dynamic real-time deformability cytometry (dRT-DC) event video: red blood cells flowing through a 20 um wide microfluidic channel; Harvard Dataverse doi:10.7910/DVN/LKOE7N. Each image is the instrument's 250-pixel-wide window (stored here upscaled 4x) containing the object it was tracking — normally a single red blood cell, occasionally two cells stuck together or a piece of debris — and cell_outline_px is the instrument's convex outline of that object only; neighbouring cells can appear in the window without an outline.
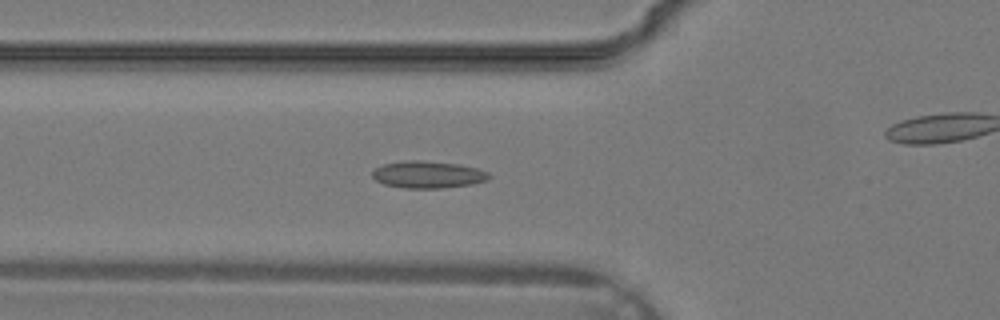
{"species": "common noctule bat (a hibernating species)", "species_latin": "Nyctalus noctula", "temperature_condition": "warm", "stored_images_in_passage": 26, "camera_frame_rate_fps": 3000, "um_per_image_px": 0.085, "animal": {"sex": "male", "body_mass_g": 19.2, "forearm_length_mm": 51.8}, "frame": {"image": 1, "passage_image": 3, "time_ms": 0.667, "image_size_px": [1000, 320], "cell_outline_px": [[492, 176], [488, 180], [472, 184], [440, 188], [404, 188], [384, 184], [376, 180], [372, 176], [372, 172], [376, 168], [384, 164], [404, 160], [420, 160], [460, 164], [480, 168], [488, 172]], "centroid_in_image_um": [36.42, 14.83], "position_along_channel_um": 89.4, "area_um2": 18.55}}
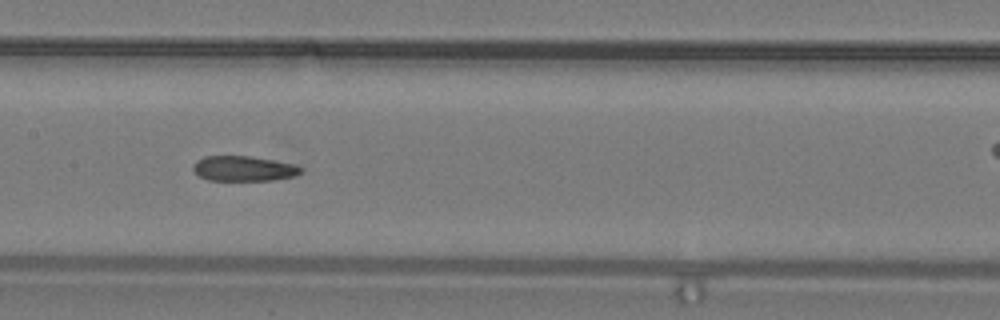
{"frame": {"image": 2, "passage_image": 8, "time_ms": 2.333, "image_size_px": [1000, 320], "cell_outline_px": [[304, 168], [300, 172], [292, 176], [272, 180], [208, 180], [200, 176], [192, 168], [192, 164], [196, 160], [204, 156], [248, 156], [296, 164]], "centroid_in_image_um": [20.68, 14.32], "position_along_channel_um": 186.7, "area_um2": 15.66}}
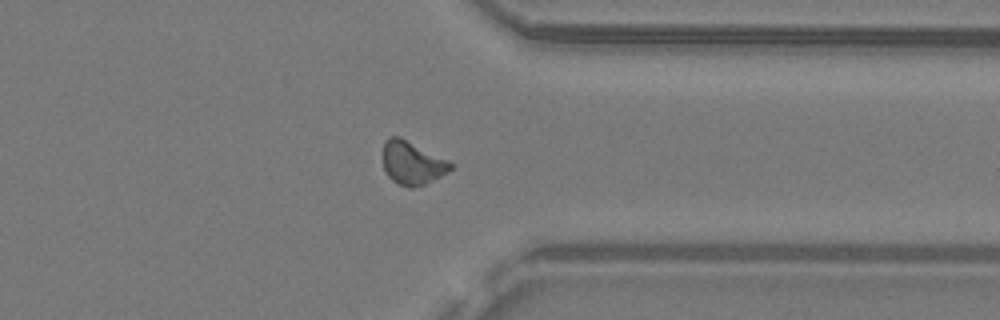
{"frame": {"image": 3, "passage_image": 18, "time_ms": 5.667, "image_size_px": [1000, 320], "cell_outline_px": [[452, 168], [448, 172], [424, 184], [412, 188], [408, 188], [392, 180], [384, 172], [384, 140], [388, 136], [400, 136], [448, 160], [452, 164]], "centroid_in_image_um": [35.02, 13.84], "position_along_channel_um": 376.4, "area_um2": 16.99}}